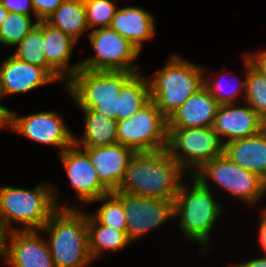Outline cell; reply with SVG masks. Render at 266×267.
I'll return each mask as SVG.
<instances>
[{"instance_id":"6da1fadb","label":"cell","mask_w":266,"mask_h":267,"mask_svg":"<svg viewBox=\"0 0 266 267\" xmlns=\"http://www.w3.org/2000/svg\"><path fill=\"white\" fill-rule=\"evenodd\" d=\"M184 172L167 149L136 153L117 191L175 201Z\"/></svg>"},{"instance_id":"7a4b0ae2","label":"cell","mask_w":266,"mask_h":267,"mask_svg":"<svg viewBox=\"0 0 266 267\" xmlns=\"http://www.w3.org/2000/svg\"><path fill=\"white\" fill-rule=\"evenodd\" d=\"M57 208L42 231L49 232L47 242L55 267H85L92 262L89 252L87 214L74 208Z\"/></svg>"},{"instance_id":"3957f363","label":"cell","mask_w":266,"mask_h":267,"mask_svg":"<svg viewBox=\"0 0 266 267\" xmlns=\"http://www.w3.org/2000/svg\"><path fill=\"white\" fill-rule=\"evenodd\" d=\"M53 191L55 188L50 190V186L44 187L42 184L32 191L11 186L0 187V226L6 232L11 231L14 228L10 224L16 221L24 226L23 230L36 228L40 231L58 208L57 193Z\"/></svg>"},{"instance_id":"277c9868","label":"cell","mask_w":266,"mask_h":267,"mask_svg":"<svg viewBox=\"0 0 266 267\" xmlns=\"http://www.w3.org/2000/svg\"><path fill=\"white\" fill-rule=\"evenodd\" d=\"M135 74L126 71H94L80 68L68 80L66 86L79 108L93 109L117 121L118 95Z\"/></svg>"},{"instance_id":"5b68a950","label":"cell","mask_w":266,"mask_h":267,"mask_svg":"<svg viewBox=\"0 0 266 267\" xmlns=\"http://www.w3.org/2000/svg\"><path fill=\"white\" fill-rule=\"evenodd\" d=\"M203 69L173 56L152 80L150 98L168 119L204 84Z\"/></svg>"},{"instance_id":"8992f818","label":"cell","mask_w":266,"mask_h":267,"mask_svg":"<svg viewBox=\"0 0 266 267\" xmlns=\"http://www.w3.org/2000/svg\"><path fill=\"white\" fill-rule=\"evenodd\" d=\"M193 177V187L181 183L174 201V216H180V228L188 240H196L204 247L209 242L213 225L222 213V208L211 194L208 183ZM189 192V193H188Z\"/></svg>"},{"instance_id":"52a82bcc","label":"cell","mask_w":266,"mask_h":267,"mask_svg":"<svg viewBox=\"0 0 266 267\" xmlns=\"http://www.w3.org/2000/svg\"><path fill=\"white\" fill-rule=\"evenodd\" d=\"M117 141L136 153L167 148L168 119L151 100L132 117L117 121Z\"/></svg>"},{"instance_id":"ba28073f","label":"cell","mask_w":266,"mask_h":267,"mask_svg":"<svg viewBox=\"0 0 266 267\" xmlns=\"http://www.w3.org/2000/svg\"><path fill=\"white\" fill-rule=\"evenodd\" d=\"M166 149L184 171L190 165L196 166L197 171L205 163L224 154L223 140L212 127L168 128ZM177 150H181L180 153Z\"/></svg>"},{"instance_id":"9c48e42d","label":"cell","mask_w":266,"mask_h":267,"mask_svg":"<svg viewBox=\"0 0 266 267\" xmlns=\"http://www.w3.org/2000/svg\"><path fill=\"white\" fill-rule=\"evenodd\" d=\"M192 174L200 182L212 179L216 184L227 189L232 195L255 203L266 191V181L258 174L245 170L224 154L205 163Z\"/></svg>"},{"instance_id":"30bf717a","label":"cell","mask_w":266,"mask_h":267,"mask_svg":"<svg viewBox=\"0 0 266 267\" xmlns=\"http://www.w3.org/2000/svg\"><path fill=\"white\" fill-rule=\"evenodd\" d=\"M89 40L96 54L84 60L80 68L94 71H126L139 73L133 64L138 49L111 27L95 29Z\"/></svg>"},{"instance_id":"8fae6325","label":"cell","mask_w":266,"mask_h":267,"mask_svg":"<svg viewBox=\"0 0 266 267\" xmlns=\"http://www.w3.org/2000/svg\"><path fill=\"white\" fill-rule=\"evenodd\" d=\"M121 201L126 215V232L130 241L160 226L174 216V201L148 198L112 191Z\"/></svg>"},{"instance_id":"7c38bea8","label":"cell","mask_w":266,"mask_h":267,"mask_svg":"<svg viewBox=\"0 0 266 267\" xmlns=\"http://www.w3.org/2000/svg\"><path fill=\"white\" fill-rule=\"evenodd\" d=\"M64 124L62 117L54 112L44 111L23 117H16L11 112L7 126L31 140L59 146L63 152L74 144L75 138Z\"/></svg>"},{"instance_id":"4fadbf2b","label":"cell","mask_w":266,"mask_h":267,"mask_svg":"<svg viewBox=\"0 0 266 267\" xmlns=\"http://www.w3.org/2000/svg\"><path fill=\"white\" fill-rule=\"evenodd\" d=\"M76 147L73 144L66 148L60 152V157L78 198L85 203L93 202L110 191L100 182L88 154Z\"/></svg>"},{"instance_id":"5bb4252c","label":"cell","mask_w":266,"mask_h":267,"mask_svg":"<svg viewBox=\"0 0 266 267\" xmlns=\"http://www.w3.org/2000/svg\"><path fill=\"white\" fill-rule=\"evenodd\" d=\"M10 243L5 236L4 257L13 267H55L46 241L35 230H11Z\"/></svg>"},{"instance_id":"9a60e30c","label":"cell","mask_w":266,"mask_h":267,"mask_svg":"<svg viewBox=\"0 0 266 267\" xmlns=\"http://www.w3.org/2000/svg\"><path fill=\"white\" fill-rule=\"evenodd\" d=\"M83 148L97 171L100 182L110 192L117 190L136 152L119 143Z\"/></svg>"},{"instance_id":"2e32d148","label":"cell","mask_w":266,"mask_h":267,"mask_svg":"<svg viewBox=\"0 0 266 267\" xmlns=\"http://www.w3.org/2000/svg\"><path fill=\"white\" fill-rule=\"evenodd\" d=\"M265 127L266 121L249 105L235 107L234 103L219 105L212 126L220 138L229 137L223 144L255 135Z\"/></svg>"},{"instance_id":"e0dca14e","label":"cell","mask_w":266,"mask_h":267,"mask_svg":"<svg viewBox=\"0 0 266 267\" xmlns=\"http://www.w3.org/2000/svg\"><path fill=\"white\" fill-rule=\"evenodd\" d=\"M55 81L57 80L45 68L18 60L12 55L0 65L2 96L27 92Z\"/></svg>"},{"instance_id":"ac0fdd59","label":"cell","mask_w":266,"mask_h":267,"mask_svg":"<svg viewBox=\"0 0 266 267\" xmlns=\"http://www.w3.org/2000/svg\"><path fill=\"white\" fill-rule=\"evenodd\" d=\"M219 105L203 85L168 118V128L212 127Z\"/></svg>"},{"instance_id":"d6986e66","label":"cell","mask_w":266,"mask_h":267,"mask_svg":"<svg viewBox=\"0 0 266 267\" xmlns=\"http://www.w3.org/2000/svg\"><path fill=\"white\" fill-rule=\"evenodd\" d=\"M224 155L266 181V127L255 135L225 143Z\"/></svg>"},{"instance_id":"ffe728a7","label":"cell","mask_w":266,"mask_h":267,"mask_svg":"<svg viewBox=\"0 0 266 267\" xmlns=\"http://www.w3.org/2000/svg\"><path fill=\"white\" fill-rule=\"evenodd\" d=\"M154 17L140 7L116 10L110 27L127 38L140 52L141 41L154 36Z\"/></svg>"},{"instance_id":"44dd1931","label":"cell","mask_w":266,"mask_h":267,"mask_svg":"<svg viewBox=\"0 0 266 267\" xmlns=\"http://www.w3.org/2000/svg\"><path fill=\"white\" fill-rule=\"evenodd\" d=\"M76 40L71 36L64 34L46 21H44V52L47 63L62 77L71 79L80 69V64L68 68L67 64L71 57L73 45Z\"/></svg>"},{"instance_id":"7402d4cb","label":"cell","mask_w":266,"mask_h":267,"mask_svg":"<svg viewBox=\"0 0 266 267\" xmlns=\"http://www.w3.org/2000/svg\"><path fill=\"white\" fill-rule=\"evenodd\" d=\"M85 113V125L82 141L74 138V144L79 147H100L108 146L117 141V121L107 117L93 109H82ZM80 141V142H79Z\"/></svg>"},{"instance_id":"603a6c76","label":"cell","mask_w":266,"mask_h":267,"mask_svg":"<svg viewBox=\"0 0 266 267\" xmlns=\"http://www.w3.org/2000/svg\"><path fill=\"white\" fill-rule=\"evenodd\" d=\"M45 21L76 41L89 29L83 0H64Z\"/></svg>"},{"instance_id":"cb8c5ba5","label":"cell","mask_w":266,"mask_h":267,"mask_svg":"<svg viewBox=\"0 0 266 267\" xmlns=\"http://www.w3.org/2000/svg\"><path fill=\"white\" fill-rule=\"evenodd\" d=\"M147 81L137 73L122 87L118 95L117 121L132 117L151 101Z\"/></svg>"},{"instance_id":"d4e9b609","label":"cell","mask_w":266,"mask_h":267,"mask_svg":"<svg viewBox=\"0 0 266 267\" xmlns=\"http://www.w3.org/2000/svg\"><path fill=\"white\" fill-rule=\"evenodd\" d=\"M87 230L89 252L93 260L105 249L119 251L131 242L127 232L102 225L92 215H87Z\"/></svg>"},{"instance_id":"484cf974","label":"cell","mask_w":266,"mask_h":267,"mask_svg":"<svg viewBox=\"0 0 266 267\" xmlns=\"http://www.w3.org/2000/svg\"><path fill=\"white\" fill-rule=\"evenodd\" d=\"M16 45L18 48L12 56L18 60L45 68L57 81L62 79L47 63L44 52V21H37L31 31Z\"/></svg>"},{"instance_id":"4316f807","label":"cell","mask_w":266,"mask_h":267,"mask_svg":"<svg viewBox=\"0 0 266 267\" xmlns=\"http://www.w3.org/2000/svg\"><path fill=\"white\" fill-rule=\"evenodd\" d=\"M245 65L247 77L243 101L266 121V76L252 66L247 56Z\"/></svg>"},{"instance_id":"83f0119b","label":"cell","mask_w":266,"mask_h":267,"mask_svg":"<svg viewBox=\"0 0 266 267\" xmlns=\"http://www.w3.org/2000/svg\"><path fill=\"white\" fill-rule=\"evenodd\" d=\"M36 24H32L31 16L9 12L0 27V43L15 46Z\"/></svg>"},{"instance_id":"f1b7e54d","label":"cell","mask_w":266,"mask_h":267,"mask_svg":"<svg viewBox=\"0 0 266 267\" xmlns=\"http://www.w3.org/2000/svg\"><path fill=\"white\" fill-rule=\"evenodd\" d=\"M100 200L107 201L97 210V215H93V217L102 225L126 232L127 220L121 201L112 192L101 196L95 201Z\"/></svg>"},{"instance_id":"f546056e","label":"cell","mask_w":266,"mask_h":267,"mask_svg":"<svg viewBox=\"0 0 266 267\" xmlns=\"http://www.w3.org/2000/svg\"><path fill=\"white\" fill-rule=\"evenodd\" d=\"M85 5L88 27H110L117 10L115 2L111 0H83Z\"/></svg>"},{"instance_id":"4dcf8cb0","label":"cell","mask_w":266,"mask_h":267,"mask_svg":"<svg viewBox=\"0 0 266 267\" xmlns=\"http://www.w3.org/2000/svg\"><path fill=\"white\" fill-rule=\"evenodd\" d=\"M203 85L207 88L209 93L217 100V102L220 105L233 104L235 101L234 99L236 98L237 94L239 95V93L241 92L240 89L242 88V89H244V91H246V80L243 81V83L239 84L237 87H235L234 90L232 88V90L230 92H228L227 94L222 93V91L224 89V88H222L223 84L218 82L216 79L213 83H209V82H206L204 80ZM219 89H221V91Z\"/></svg>"},{"instance_id":"1f68e13d","label":"cell","mask_w":266,"mask_h":267,"mask_svg":"<svg viewBox=\"0 0 266 267\" xmlns=\"http://www.w3.org/2000/svg\"><path fill=\"white\" fill-rule=\"evenodd\" d=\"M64 0H32L33 13L38 21H45Z\"/></svg>"},{"instance_id":"d6a6232c","label":"cell","mask_w":266,"mask_h":267,"mask_svg":"<svg viewBox=\"0 0 266 267\" xmlns=\"http://www.w3.org/2000/svg\"><path fill=\"white\" fill-rule=\"evenodd\" d=\"M1 4L11 13L31 16L29 8L33 10L32 0H2Z\"/></svg>"},{"instance_id":"836d02e7","label":"cell","mask_w":266,"mask_h":267,"mask_svg":"<svg viewBox=\"0 0 266 267\" xmlns=\"http://www.w3.org/2000/svg\"><path fill=\"white\" fill-rule=\"evenodd\" d=\"M248 57L252 66L257 69L260 73L266 76V51L258 53L255 57L252 55H245Z\"/></svg>"},{"instance_id":"e575fe53","label":"cell","mask_w":266,"mask_h":267,"mask_svg":"<svg viewBox=\"0 0 266 267\" xmlns=\"http://www.w3.org/2000/svg\"><path fill=\"white\" fill-rule=\"evenodd\" d=\"M262 220L260 221V228H259V237H260V244L262 249H264V253L266 254V210H263L262 213Z\"/></svg>"},{"instance_id":"d590c367","label":"cell","mask_w":266,"mask_h":267,"mask_svg":"<svg viewBox=\"0 0 266 267\" xmlns=\"http://www.w3.org/2000/svg\"><path fill=\"white\" fill-rule=\"evenodd\" d=\"M232 267H266V255L265 257L247 261Z\"/></svg>"},{"instance_id":"8d00e7d4","label":"cell","mask_w":266,"mask_h":267,"mask_svg":"<svg viewBox=\"0 0 266 267\" xmlns=\"http://www.w3.org/2000/svg\"><path fill=\"white\" fill-rule=\"evenodd\" d=\"M2 97L1 89H0V98ZM10 113L11 111L0 105V122L4 125L7 126L10 118Z\"/></svg>"},{"instance_id":"74e56055","label":"cell","mask_w":266,"mask_h":267,"mask_svg":"<svg viewBox=\"0 0 266 267\" xmlns=\"http://www.w3.org/2000/svg\"><path fill=\"white\" fill-rule=\"evenodd\" d=\"M7 232L0 226V255L4 257L5 236Z\"/></svg>"},{"instance_id":"f35d334b","label":"cell","mask_w":266,"mask_h":267,"mask_svg":"<svg viewBox=\"0 0 266 267\" xmlns=\"http://www.w3.org/2000/svg\"><path fill=\"white\" fill-rule=\"evenodd\" d=\"M8 13L9 11L2 4H0V27Z\"/></svg>"}]
</instances>
